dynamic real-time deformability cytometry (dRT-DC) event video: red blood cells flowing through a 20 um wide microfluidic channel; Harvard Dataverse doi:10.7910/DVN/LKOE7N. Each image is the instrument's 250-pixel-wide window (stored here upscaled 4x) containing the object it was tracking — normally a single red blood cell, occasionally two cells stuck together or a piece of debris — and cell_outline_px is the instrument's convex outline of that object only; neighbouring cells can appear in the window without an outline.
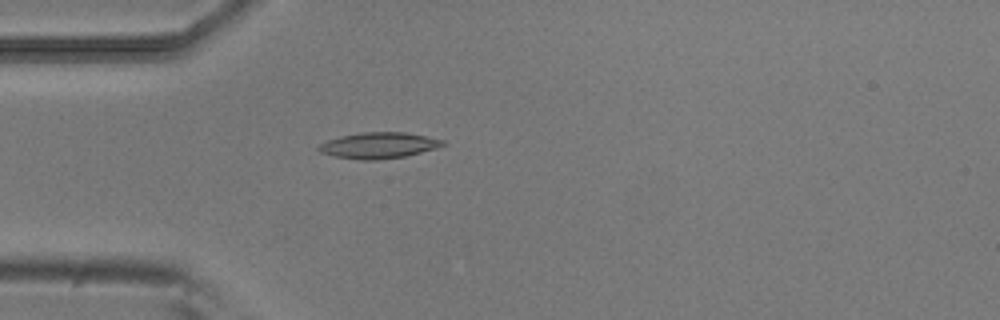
{"species": "common noctule bat (a hibernating species)", "species_latin": "Nyctalus noctula", "temperature_condition": "room temperature", "stored_images_in_passage": 39, "camera_frame_rate_fps": 3000, "um_per_image_px": 0.085, "animal": {"sex": "male", "body_mass_g": 20.5, "forearm_length_mm": 52.5}, "frame": {"image": 1, "passage_image": 1, "time_ms": 0.0, "image_size_px": [1000, 320], "cell_outline_px": [[448, 144], [436, 148], [404, 156], [376, 160], [360, 160], [336, 156], [320, 152], [316, 148], [320, 144], [328, 140], [340, 136], [360, 132], [404, 132], [444, 140]], "centroid_in_image_um": [32.18, 12.35], "position_along_channel_um": 52.8, "area_um2": 18.67}}
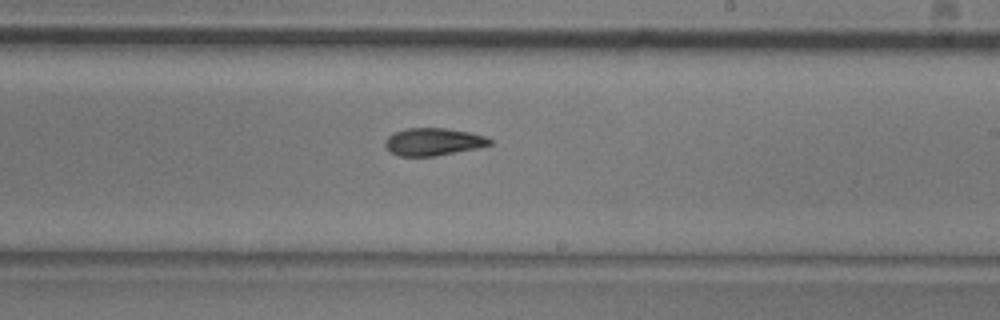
{"frame": {"image": 2, "passage_image": 17, "time_ms": 5.333, "image_size_px": [1000, 320], "cell_outline_px": [[492, 144], [476, 148], [436, 156], [400, 156], [392, 152], [384, 144], [384, 140], [388, 136], [404, 128], [448, 128], [472, 132], [484, 136], [492, 140]], "centroid_in_image_um": [36.84, 12.04], "position_along_channel_um": 252.2, "area_um2": 16.76}}
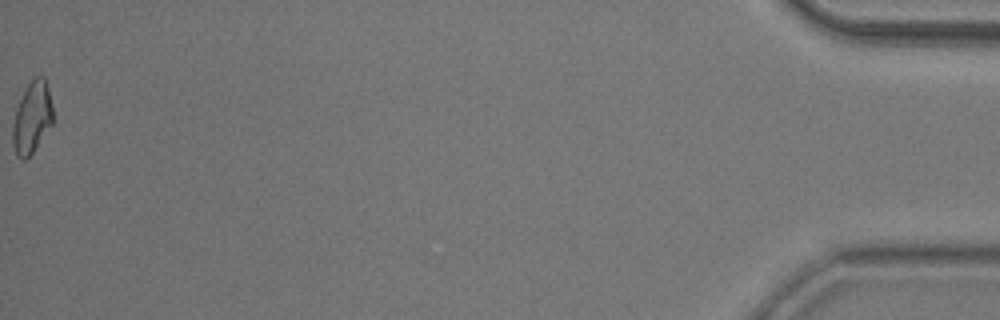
{"frame": {"image": 3, "passage_image": 39, "time_ms": 12.667, "image_size_px": [1000, 320], "cell_outline_px": [[52, 124], [32, 152], [24, 160], [20, 160], [16, 156], [12, 144], [12, 124], [16, 108], [28, 84], [36, 76], [44, 76], [48, 88], [52, 104]], "centroid_in_image_um": [2.7, 10.01], "position_along_channel_um": 432.5, "area_um2": 16.65}, "authors_computed_cell_mechanics": {"area_um2": 16.9354, "velocity_mm_per_s": 3.8544, "shape_relaxation_time_tau1_ms": 4.8267, "shape_relaxation_time_tau2_ms": 5.4518, "deformation_change_tau1": 0.1457, "deformation_change_tau2": 0.1293}}